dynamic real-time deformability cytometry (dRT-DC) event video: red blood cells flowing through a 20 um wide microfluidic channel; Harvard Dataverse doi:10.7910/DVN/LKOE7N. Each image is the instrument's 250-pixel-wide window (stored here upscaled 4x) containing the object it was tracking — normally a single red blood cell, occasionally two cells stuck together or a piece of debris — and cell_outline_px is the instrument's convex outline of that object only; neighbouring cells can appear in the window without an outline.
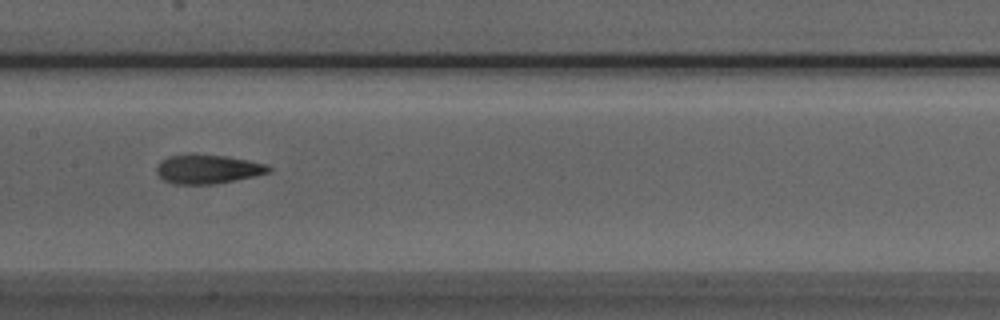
{"species": "Egyptian fruit bat (a non-hibernating species)", "species_latin": "Rousettus aegyptiacus", "temperature_condition": "room temperature", "stored_images_in_passage": 6, "camera_frame_rate_fps": 3000, "um_per_image_px": 0.085, "animal": {"sex": "male"}, "frame": {"image": 1, "passage_image": 4, "time_ms": 1.0, "image_size_px": [1000, 320], "cell_outline_px": [[272, 172], [256, 176], [216, 184], [172, 184], [164, 180], [156, 172], [156, 168], [160, 160], [168, 156], [192, 152], [224, 156], [248, 160], [268, 164], [272, 168]], "centroid_in_image_um": [17.66, 14.36], "position_along_channel_um": 189.7, "area_um2": 19.54}}
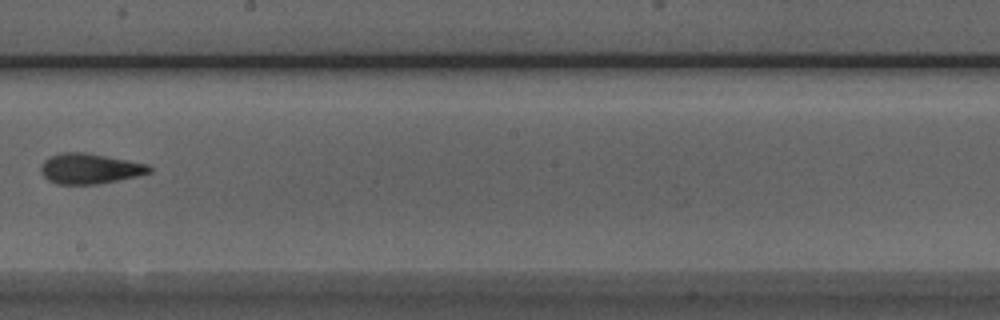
{"frame": {"image": 2, "passage_image": 5, "time_ms": 1.333, "image_size_px": [1000, 320], "cell_outline_px": [[152, 172], [136, 176], [100, 184], [56, 184], [48, 180], [40, 172], [40, 164], [48, 156], [60, 152], [84, 152], [148, 164], [152, 168]], "centroid_in_image_um": [7.58, 14.33], "position_along_channel_um": 240.6, "area_um2": 19.31}}
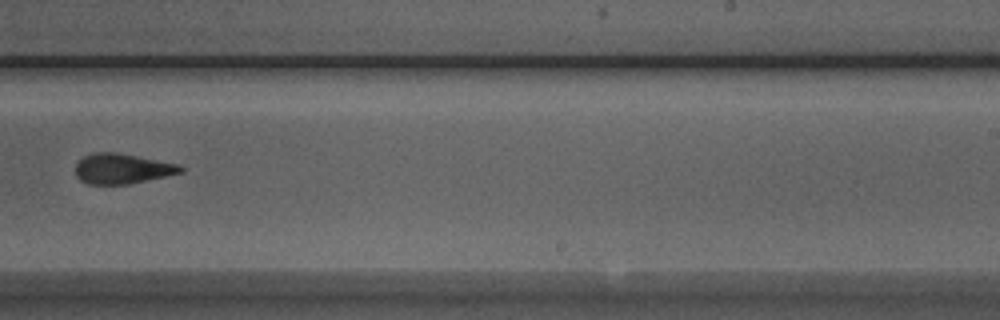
{"frame": {"image": 3, "passage_image": 6, "time_ms": 1.667, "image_size_px": [1000, 320], "cell_outline_px": [[184, 172], [128, 184], [88, 184], [80, 180], [76, 176], [76, 164], [84, 156], [96, 152], [116, 152], [180, 164], [184, 168]], "centroid_in_image_um": [10.4, 14.33], "position_along_channel_um": 278.6, "area_um2": 18.44}}